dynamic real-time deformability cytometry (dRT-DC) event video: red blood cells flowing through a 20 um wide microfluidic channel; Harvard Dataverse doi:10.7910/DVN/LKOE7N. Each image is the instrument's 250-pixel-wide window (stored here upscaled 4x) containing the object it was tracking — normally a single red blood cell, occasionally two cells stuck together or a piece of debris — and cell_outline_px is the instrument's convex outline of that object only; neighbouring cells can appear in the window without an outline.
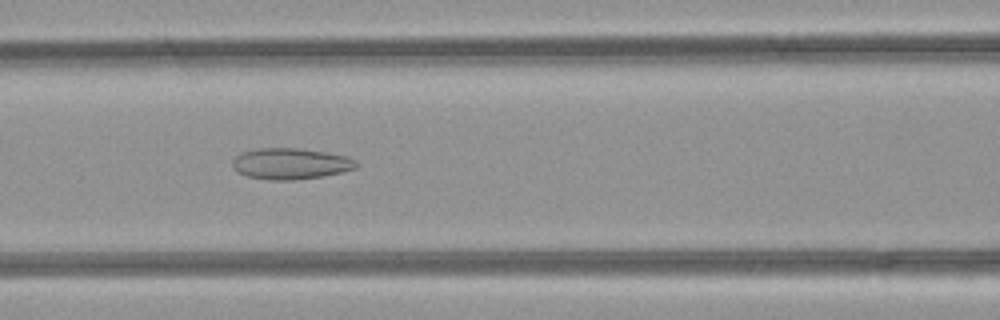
{"species": "common noctule bat (a hibernating species)", "species_latin": "Nyctalus noctula", "temperature_condition": "room temperature", "stored_images_in_passage": 39, "camera_frame_rate_fps": 3000, "um_per_image_px": 0.085, "animal": {"sex": "female", "body_mass_g": 21.9}, "frame": {"image": 1, "passage_image": 10, "time_ms": 3.0, "image_size_px": [1000, 320], "cell_outline_px": [[356, 168], [340, 172], [320, 176], [292, 180], [268, 180], [248, 176], [236, 172], [232, 164], [232, 160], [240, 152], [260, 148], [296, 148], [324, 152], [348, 156], [356, 160]], "centroid_in_image_um": [24.65, 13.91], "position_along_channel_um": 141.9, "area_um2": 22.31}}
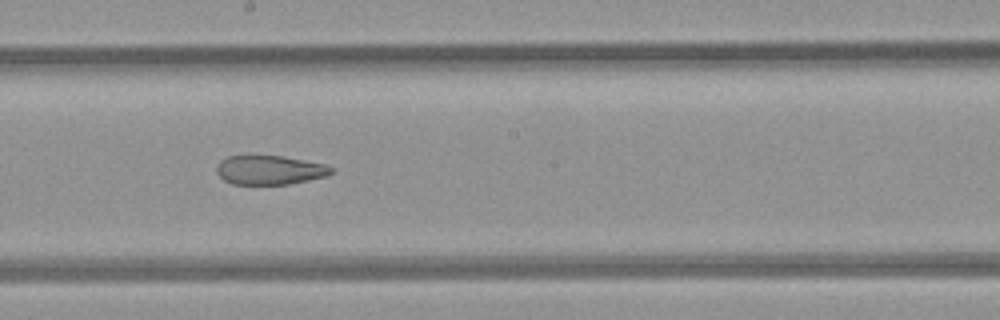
{"frame": {"image": 2, "passage_image": 16, "time_ms": 5.0, "image_size_px": [1000, 320], "cell_outline_px": [[332, 172], [328, 176], [288, 184], [232, 184], [224, 180], [216, 172], [216, 168], [220, 160], [228, 156], [284, 156], [324, 164], [332, 168]], "centroid_in_image_um": [22.91, 14.45], "position_along_channel_um": 225.3, "area_um2": 19.36}}
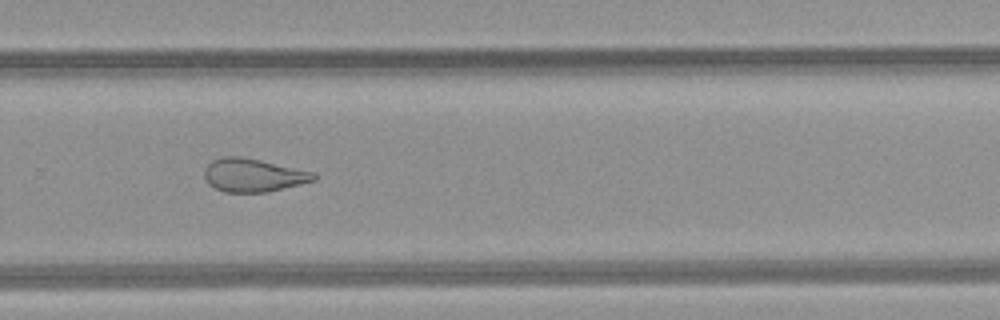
{"frame": {"image": 3, "passage_image": 22, "time_ms": 7.0, "image_size_px": [1000, 320], "cell_outline_px": [[316, 180], [300, 184], [264, 192], [224, 192], [208, 184], [204, 176], [204, 168], [212, 160], [224, 156], [240, 156], [260, 160], [316, 172]], "centroid_in_image_um": [21.51, 14.88], "position_along_channel_um": 308.3, "area_um2": 21.15}, "authors_computed_cell_mechanics": {"area_um2": 23.8136, "velocity_mm_per_s": 4.1668, "shape_relaxation_time_tau1_ms": null, "shape_relaxation_time_tau2_ms": 3.4957, "deformation_change_tau1": null, "deformation_change_tau2": 0.1265}}